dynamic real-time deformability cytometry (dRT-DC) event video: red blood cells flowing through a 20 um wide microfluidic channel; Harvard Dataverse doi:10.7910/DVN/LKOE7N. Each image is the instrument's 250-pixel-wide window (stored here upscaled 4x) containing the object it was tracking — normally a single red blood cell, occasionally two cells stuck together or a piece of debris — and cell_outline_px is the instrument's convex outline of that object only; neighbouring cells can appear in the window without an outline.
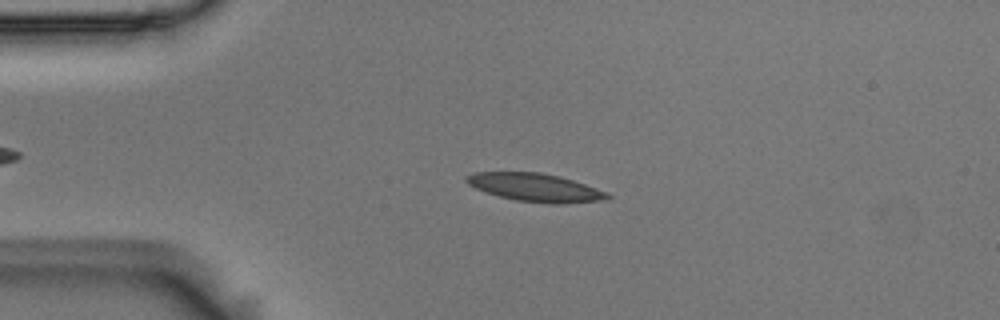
{"species": "Egyptian fruit bat (a non-hibernating species)", "species_latin": "Rousettus aegyptiacus", "temperature_condition": "room temperature", "stored_images_in_passage": 45, "camera_frame_rate_fps": 3000, "um_per_image_px": 0.085, "animal": {"sex": "male"}, "frame": {"image": 1, "passage_image": 12, "time_ms": 3.667, "image_size_px": [1000, 320], "cell_outline_px": [[612, 196], [608, 200], [560, 204], [552, 204], [516, 200], [500, 196], [476, 188], [468, 184], [464, 180], [464, 176], [472, 172], [540, 172], [560, 176], [608, 192]], "centroid_in_image_um": [45.52, 15.93], "position_along_channel_um": 39.5, "area_um2": 23.18}}
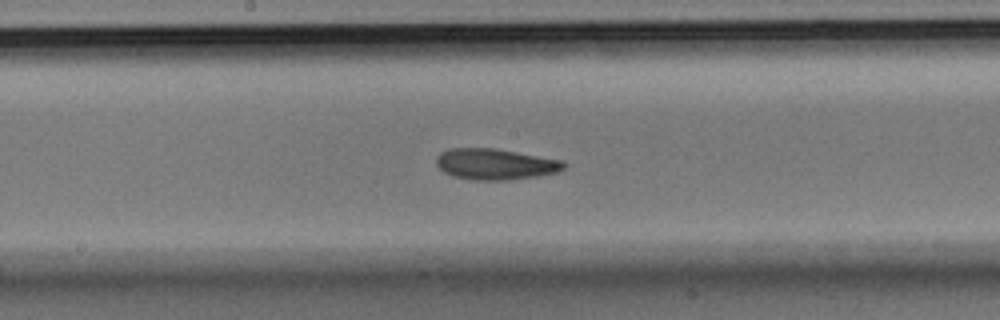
{"frame": {"image": 2, "passage_image": 28, "time_ms": 9.0, "image_size_px": [1000, 320], "cell_outline_px": [[568, 164], [564, 168], [556, 172], [536, 176], [508, 180], [472, 180], [452, 176], [444, 172], [436, 164], [436, 156], [440, 152], [448, 148], [492, 148], [564, 160]], "centroid_in_image_um": [42.08, 13.95], "position_along_channel_um": 206.1, "area_um2": 23.12}}
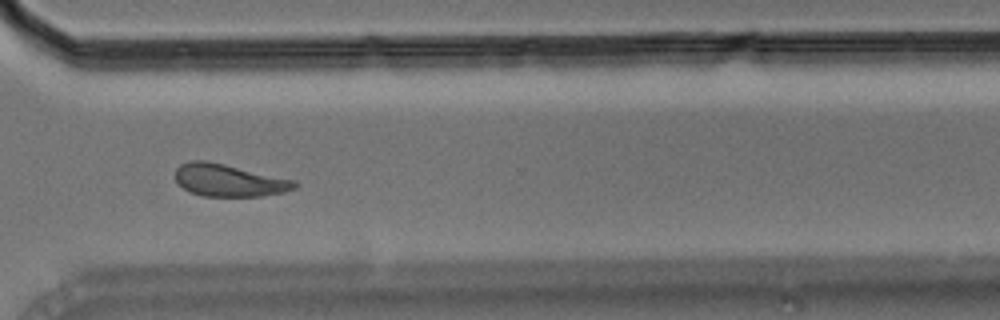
{"frame": {"image": 3, "passage_image": 40, "time_ms": 13.0, "image_size_px": [1000, 320], "cell_outline_px": [[296, 188], [284, 192], [260, 196], [200, 196], [188, 192], [176, 180], [176, 168], [180, 164], [192, 160], [208, 160], [296, 180]], "centroid_in_image_um": [19.45, 15.32], "position_along_channel_um": 351.2, "area_um2": 22.6}, "authors_computed_cell_mechanics": {"area_um2": 22.831, "velocity_mm_per_s": 3.6379, "shape_relaxation_time_tau1_ms": 7.8814, "shape_relaxation_time_tau2_ms": 5.9391, "deformation_change_tau1": 0.1727, "deformation_change_tau2": 0.1152}}